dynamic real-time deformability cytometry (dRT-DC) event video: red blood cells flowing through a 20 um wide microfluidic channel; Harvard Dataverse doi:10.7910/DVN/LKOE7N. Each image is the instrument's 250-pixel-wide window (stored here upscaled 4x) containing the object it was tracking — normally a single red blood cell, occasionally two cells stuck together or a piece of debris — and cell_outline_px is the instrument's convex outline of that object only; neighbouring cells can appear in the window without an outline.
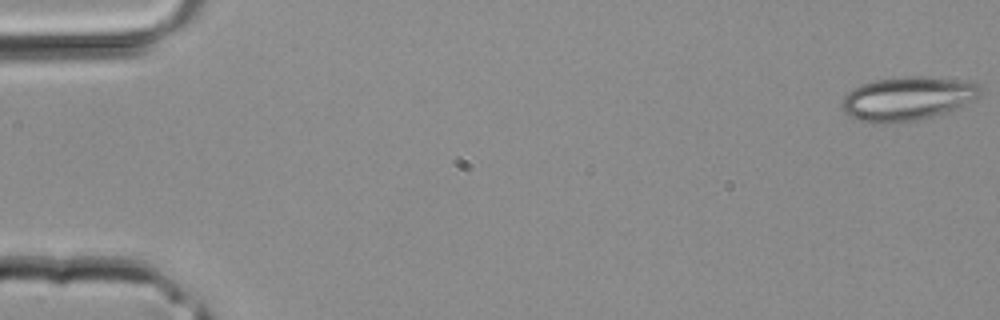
{"species": "common noctule bat (a hibernating species)", "species_latin": "Nyctalus noctula", "temperature_condition": "room temperature", "stored_images_in_passage": 13, "camera_frame_rate_fps": 3000, "um_per_image_px": 0.085, "animal": {"sex": "male", "body_mass_g": 20.4}, "frame": {"image": 1, "passage_image": 1, "time_ms": 0.0, "image_size_px": [1000, 320], "cell_outline_px": [[984, 92], [976, 100], [948, 112], [936, 116], [920, 120], [884, 124], [872, 124], [852, 120], [844, 112], [844, 96], [852, 88], [860, 84], [872, 80], [896, 76], [928, 76], [956, 80], [980, 84]], "centroid_in_image_um": [77.14, 8.39], "position_along_channel_um": 7.9, "area_um2": 36.3}}